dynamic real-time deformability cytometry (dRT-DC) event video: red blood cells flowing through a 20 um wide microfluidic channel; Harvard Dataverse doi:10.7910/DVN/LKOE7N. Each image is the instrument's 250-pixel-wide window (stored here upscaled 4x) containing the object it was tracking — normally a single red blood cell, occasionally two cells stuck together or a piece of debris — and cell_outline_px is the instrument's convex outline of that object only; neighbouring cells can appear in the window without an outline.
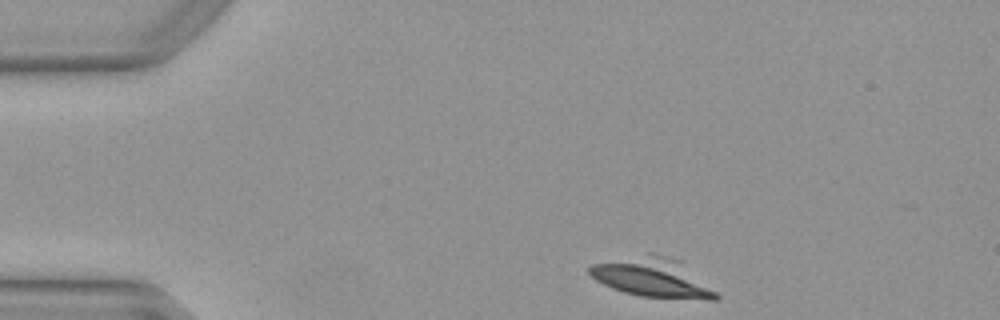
{"species": "Egyptian fruit bat (a non-hibernating species)", "species_latin": "Rousettus aegyptiacus", "temperature_condition": "warm", "stored_images_in_passage": 37, "camera_frame_rate_fps": 3000, "um_per_image_px": 0.085, "animal": {"sex": "female"}, "frame": {"image": 1, "passage_image": 1, "time_ms": 0.0, "image_size_px": [1000, 320], "cell_outline_px": [[720, 296], [716, 300], [708, 300], [640, 296], [624, 292], [612, 288], [596, 280], [588, 272], [588, 268], [592, 264], [648, 252], [652, 252], [680, 260], [716, 292]], "centroid_in_image_um": [55.46, 23.58], "position_along_channel_um": 29.5, "area_um2": 28.84}}
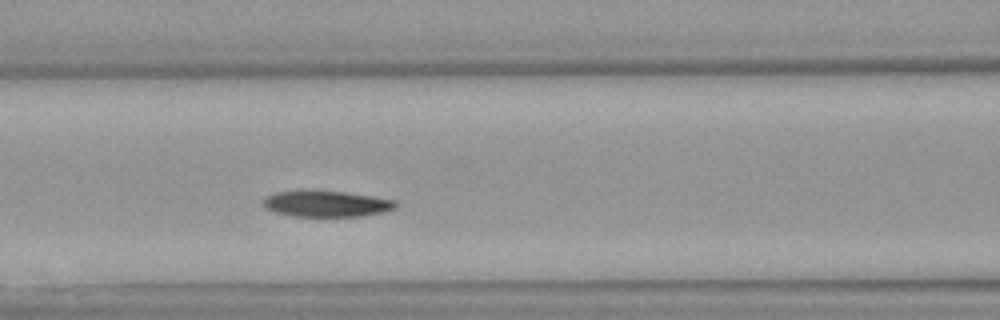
{"frame": {"image": 2, "passage_image": 14, "time_ms": 4.333, "image_size_px": [1000, 320], "cell_outline_px": [[400, 204], [396, 208], [384, 212], [360, 216], [292, 216], [276, 212], [264, 208], [260, 204], [260, 200], [264, 196], [272, 192], [344, 192], [372, 196], [396, 200]], "centroid_in_image_um": [27.73, 17.34], "position_along_channel_um": 138.9, "area_um2": 20.06}}
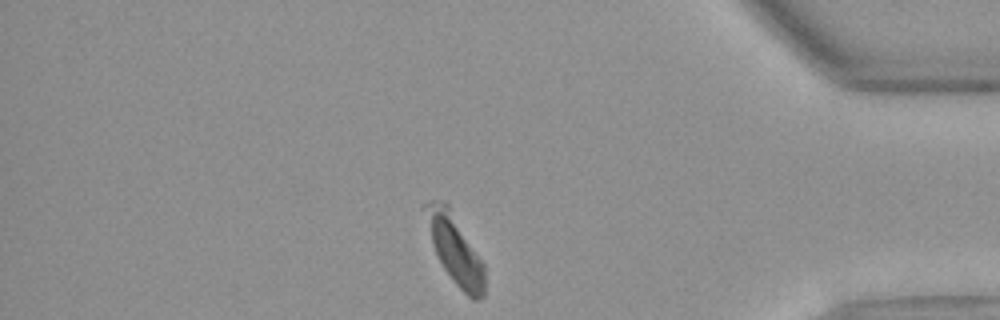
{"frame": {"image": 3, "passage_image": 36, "time_ms": 11.667, "image_size_px": [1000, 320], "cell_outline_px": [[484, 296], [480, 300], [472, 300], [456, 284], [444, 268], [432, 244], [424, 204], [432, 200], [444, 200], [448, 204], [484, 264]], "centroid_in_image_um": [38.7, 21.2], "position_along_channel_um": 396.5, "area_um2": 23.06}, "authors_computed_cell_mechanics": {"area_um2": 21.4438, "velocity_mm_per_s": 3.9353, "shape_relaxation_time_tau1_ms": 4.3954, "shape_relaxation_time_tau2_ms": null, "deformation_change_tau1": 0.1406, "deformation_change_tau2": null}}